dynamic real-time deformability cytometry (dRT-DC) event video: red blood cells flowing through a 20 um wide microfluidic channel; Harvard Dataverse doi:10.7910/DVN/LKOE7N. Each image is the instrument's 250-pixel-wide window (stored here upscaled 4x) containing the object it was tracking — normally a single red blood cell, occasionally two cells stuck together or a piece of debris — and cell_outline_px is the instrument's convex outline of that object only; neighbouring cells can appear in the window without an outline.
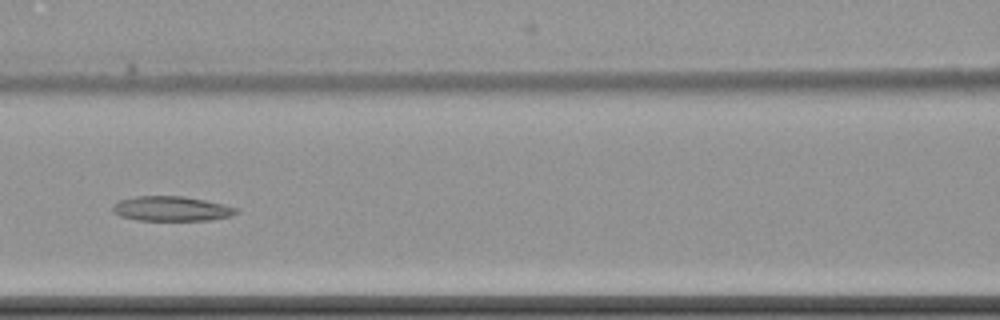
{"species": "common noctule bat (a hibernating species)", "species_latin": "Nyctalus noctula", "temperature_condition": "cold", "stored_images_in_passage": 10, "camera_frame_rate_fps": 3000, "um_per_image_px": 0.085, "animal": {"sex": "female", "body_mass_g": 22.7, "forearm_length_mm": 54.2}, "frame": {"image": 1, "passage_image": 7, "time_ms": 8.667, "image_size_px": [1000, 320], "cell_outline_px": [[240, 212], [232, 216], [212, 220], [136, 220], [120, 216], [112, 212], [112, 208], [120, 200], [136, 196], [184, 196], [224, 204], [236, 208]], "centroid_in_image_um": [14.6, 17.74], "position_along_channel_um": 152.0, "area_um2": 17.86}}
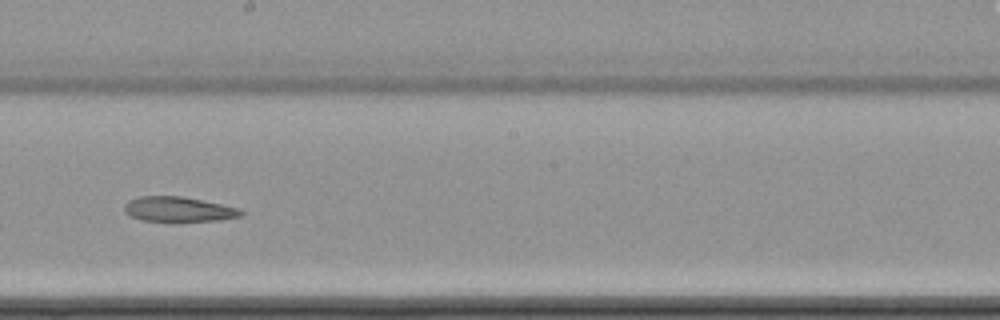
{"frame": {"image": 2, "passage_image": 9, "time_ms": 11.0, "image_size_px": [1000, 320], "cell_outline_px": [[244, 212], [240, 216], [216, 220], [176, 224], [172, 224], [140, 220], [128, 216], [124, 212], [124, 204], [128, 200], [140, 196], [180, 196], [204, 200], [240, 208]], "centroid_in_image_um": [15.12, 17.83], "position_along_channel_um": 233.1, "area_um2": 17.92}}
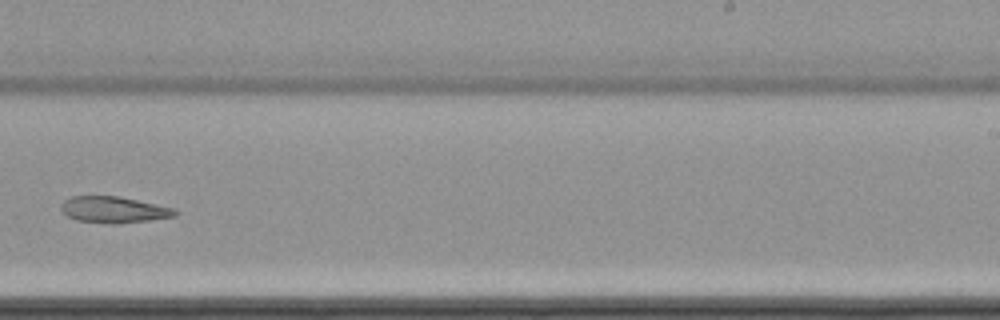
{"frame": {"image": 3, "passage_image": 10, "time_ms": 12.333, "image_size_px": [1000, 320], "cell_outline_px": [[180, 212], [176, 216], [152, 220], [116, 224], [108, 224], [76, 220], [68, 216], [60, 208], [60, 204], [64, 200], [72, 196], [120, 196], [176, 208]], "centroid_in_image_um": [9.72, 17.83], "position_along_channel_um": 279.3, "area_um2": 17.8}}